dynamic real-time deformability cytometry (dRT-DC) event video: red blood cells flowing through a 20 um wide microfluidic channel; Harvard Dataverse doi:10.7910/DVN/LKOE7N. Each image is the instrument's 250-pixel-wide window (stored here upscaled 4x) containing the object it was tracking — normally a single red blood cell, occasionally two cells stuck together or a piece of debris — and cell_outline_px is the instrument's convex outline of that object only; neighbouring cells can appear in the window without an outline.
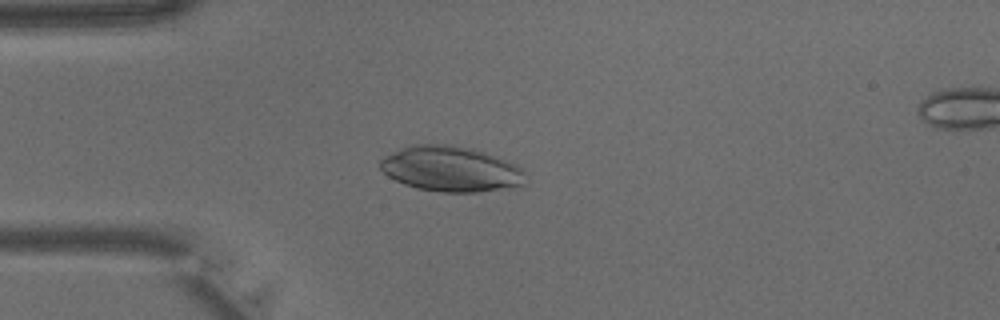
{"species": "common noctule bat (a hibernating species)", "species_latin": "Nyctalus noctula", "temperature_condition": "warm", "stored_images_in_passage": 35, "camera_frame_rate_fps": 3000, "um_per_image_px": 0.085, "animal": {"sex": "male", "body_mass_g": 15.6}, "frame": {"image": 1, "passage_image": 8, "time_ms": 2.333, "image_size_px": [1000, 320], "cell_outline_px": [[528, 184], [516, 188], [476, 192], [444, 192], [416, 188], [404, 184], [388, 176], [380, 168], [380, 160], [384, 156], [400, 148], [412, 144], [452, 144], [476, 148], [516, 164], [524, 168]], "centroid_in_image_um": [38.4, 14.36], "position_along_channel_um": 46.6, "area_um2": 39.25}}
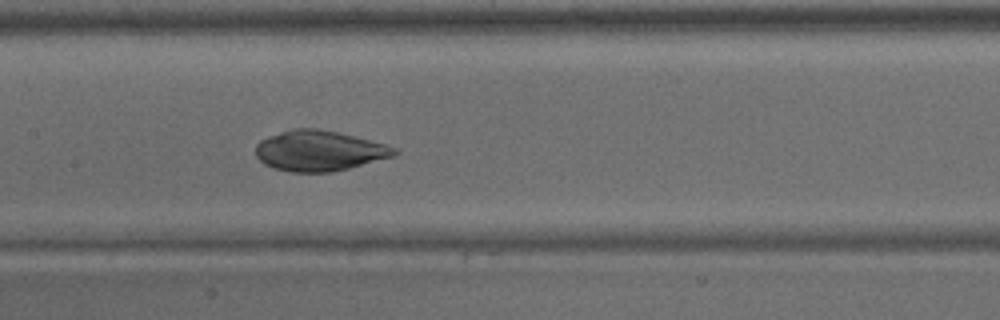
{"frame": {"image": 2, "passage_image": 17, "time_ms": 5.333, "image_size_px": [1000, 320], "cell_outline_px": [[400, 152], [396, 156], [332, 172], [292, 172], [272, 168], [264, 164], [256, 156], [256, 144], [260, 140], [268, 136], [292, 128], [316, 128], [336, 132], [384, 144], [396, 148]], "centroid_in_image_um": [27.11, 12.82], "position_along_channel_um": 180.3, "area_um2": 32.6}}
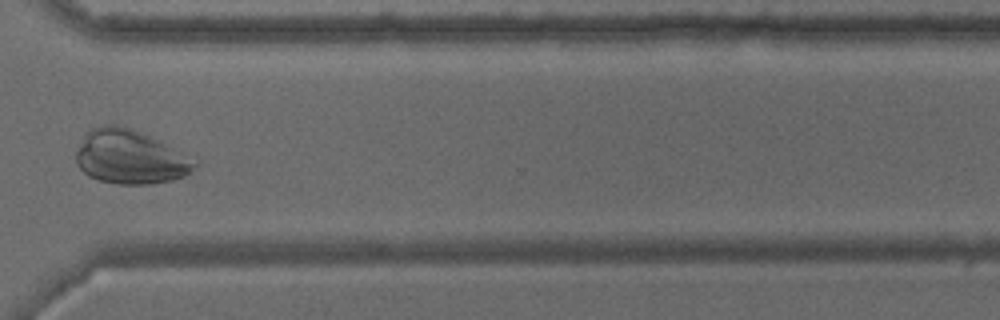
{"frame": {"image": 3, "passage_image": 28, "time_ms": 9.0, "image_size_px": [1000, 320], "cell_outline_px": [[200, 164], [184, 176], [172, 180], [148, 184], [120, 184], [100, 180], [88, 176], [76, 164], [76, 152], [84, 136], [92, 128], [104, 124], [116, 124], [128, 128], [148, 136], [200, 160]], "centroid_in_image_um": [11.08, 13.36], "position_along_channel_um": 359.5, "area_um2": 37.11}}